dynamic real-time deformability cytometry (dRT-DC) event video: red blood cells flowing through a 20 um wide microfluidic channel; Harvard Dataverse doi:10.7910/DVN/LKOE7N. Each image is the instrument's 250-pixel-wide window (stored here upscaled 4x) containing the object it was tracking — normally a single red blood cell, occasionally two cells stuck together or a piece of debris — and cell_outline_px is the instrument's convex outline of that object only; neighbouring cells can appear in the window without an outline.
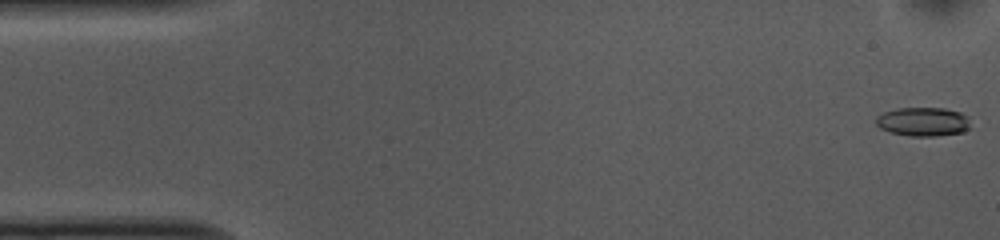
{"species": "common noctule bat (a hibernating species)", "species_latin": "Nyctalus noctula", "temperature_condition": "cold", "stored_images_in_passage": 44, "camera_frame_rate_fps": 3000, "um_per_image_px": 0.085, "animal": {"sex": "female", "body_mass_g": 10.0, "forearm_length_mm": 53.1}, "frame": {"image": 1, "passage_image": 1, "time_ms": 0.0, "image_size_px": [1000, 240], "cell_outline_px": [[972, 128], [964, 132], [936, 136], [908, 136], [892, 132], [880, 128], [876, 124], [876, 116], [884, 112], [896, 108], [944, 108], [960, 112], [968, 116]], "centroid_in_image_um": [78.51, 10.35], "position_along_channel_um": 6.5, "area_um2": 16.13}}
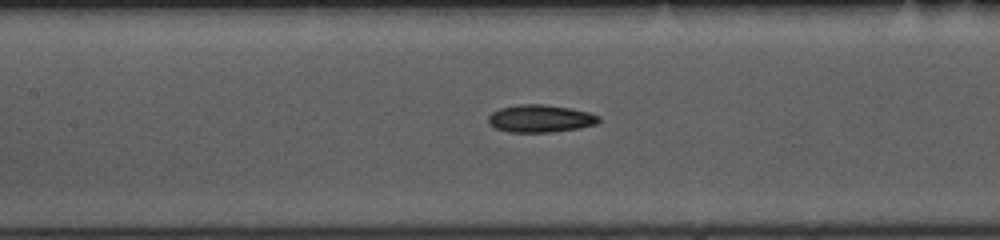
{"frame": {"image": 2, "passage_image": 23, "time_ms": 7.333, "image_size_px": [1000, 240], "cell_outline_px": [[600, 120], [596, 124], [576, 128], [552, 132], [508, 132], [496, 128], [488, 124], [488, 116], [492, 112], [500, 108], [520, 104], [544, 104], [568, 108], [588, 112], [600, 116]], "centroid_in_image_um": [45.89, 10.07], "position_along_channel_um": 161.5, "area_um2": 17.63}}
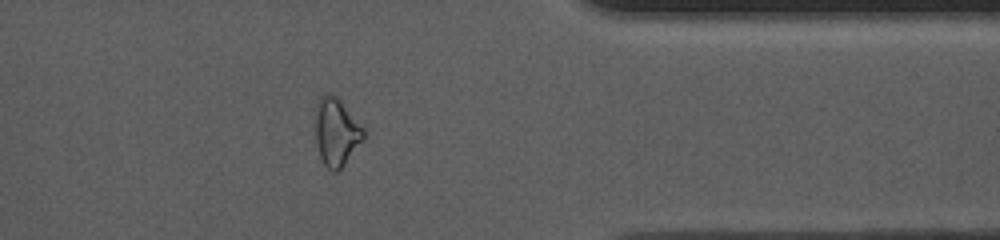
{"frame": {"image": 3, "passage_image": 42, "time_ms": 13.667, "image_size_px": [1000, 240], "cell_outline_px": [[364, 140], [344, 164], [336, 172], [332, 172], [324, 164], [320, 156], [316, 144], [312, 116], [320, 96], [324, 92], [332, 92], [340, 100], [364, 128]], "centroid_in_image_um": [28.53, 11.17], "position_along_channel_um": 382.9, "area_um2": 19.59}, "authors_computed_cell_mechanics": {"area_um2": 16.9932, "velocity_mm_per_s": 3.7456, "shape_relaxation_time_tau1_ms": 8.6872, "shape_relaxation_time_tau2_ms": 4.5245, "deformation_change_tau1": 0.1988, "deformation_change_tau2": 0.1292}}